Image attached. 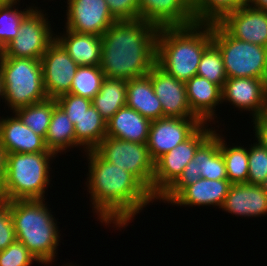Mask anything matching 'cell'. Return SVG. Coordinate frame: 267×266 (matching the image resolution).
I'll list each match as a JSON object with an SVG mask.
<instances>
[{
  "label": "cell",
  "instance_id": "obj_1",
  "mask_svg": "<svg viewBox=\"0 0 267 266\" xmlns=\"http://www.w3.org/2000/svg\"><path fill=\"white\" fill-rule=\"evenodd\" d=\"M86 153L87 190L101 223L125 228L146 205L157 201L133 174L104 160L95 150Z\"/></svg>",
  "mask_w": 267,
  "mask_h": 266
},
{
  "label": "cell",
  "instance_id": "obj_2",
  "mask_svg": "<svg viewBox=\"0 0 267 266\" xmlns=\"http://www.w3.org/2000/svg\"><path fill=\"white\" fill-rule=\"evenodd\" d=\"M159 28L140 18L116 20L101 36L100 68L106 78L130 80L156 65Z\"/></svg>",
  "mask_w": 267,
  "mask_h": 266
},
{
  "label": "cell",
  "instance_id": "obj_3",
  "mask_svg": "<svg viewBox=\"0 0 267 266\" xmlns=\"http://www.w3.org/2000/svg\"><path fill=\"white\" fill-rule=\"evenodd\" d=\"M212 44V24L159 28L156 65L177 80L186 82L197 74L204 51Z\"/></svg>",
  "mask_w": 267,
  "mask_h": 266
},
{
  "label": "cell",
  "instance_id": "obj_4",
  "mask_svg": "<svg viewBox=\"0 0 267 266\" xmlns=\"http://www.w3.org/2000/svg\"><path fill=\"white\" fill-rule=\"evenodd\" d=\"M45 200L10 201V213L17 241L36 257L39 264L44 265L55 261L61 236L56 219Z\"/></svg>",
  "mask_w": 267,
  "mask_h": 266
},
{
  "label": "cell",
  "instance_id": "obj_5",
  "mask_svg": "<svg viewBox=\"0 0 267 266\" xmlns=\"http://www.w3.org/2000/svg\"><path fill=\"white\" fill-rule=\"evenodd\" d=\"M55 157L54 152L7 154L6 175L0 188V199H44L51 181L50 161Z\"/></svg>",
  "mask_w": 267,
  "mask_h": 266
},
{
  "label": "cell",
  "instance_id": "obj_6",
  "mask_svg": "<svg viewBox=\"0 0 267 266\" xmlns=\"http://www.w3.org/2000/svg\"><path fill=\"white\" fill-rule=\"evenodd\" d=\"M4 100L13 112L47 99L41 60L1 57Z\"/></svg>",
  "mask_w": 267,
  "mask_h": 266
},
{
  "label": "cell",
  "instance_id": "obj_7",
  "mask_svg": "<svg viewBox=\"0 0 267 266\" xmlns=\"http://www.w3.org/2000/svg\"><path fill=\"white\" fill-rule=\"evenodd\" d=\"M212 43L220 50L227 78L267 76V47L230 36L218 23H212Z\"/></svg>",
  "mask_w": 267,
  "mask_h": 266
},
{
  "label": "cell",
  "instance_id": "obj_8",
  "mask_svg": "<svg viewBox=\"0 0 267 266\" xmlns=\"http://www.w3.org/2000/svg\"><path fill=\"white\" fill-rule=\"evenodd\" d=\"M200 178L209 180L228 179L226 164L219 148V133L214 131L196 150L179 178L158 198L170 203L186 186Z\"/></svg>",
  "mask_w": 267,
  "mask_h": 266
},
{
  "label": "cell",
  "instance_id": "obj_9",
  "mask_svg": "<svg viewBox=\"0 0 267 266\" xmlns=\"http://www.w3.org/2000/svg\"><path fill=\"white\" fill-rule=\"evenodd\" d=\"M94 150L104 160L133 174L152 194L154 161L146 144L106 136Z\"/></svg>",
  "mask_w": 267,
  "mask_h": 266
},
{
  "label": "cell",
  "instance_id": "obj_10",
  "mask_svg": "<svg viewBox=\"0 0 267 266\" xmlns=\"http://www.w3.org/2000/svg\"><path fill=\"white\" fill-rule=\"evenodd\" d=\"M207 127L209 124L203 123L187 140L154 162L152 195L156 200L179 178L198 147L215 131Z\"/></svg>",
  "mask_w": 267,
  "mask_h": 266
},
{
  "label": "cell",
  "instance_id": "obj_11",
  "mask_svg": "<svg viewBox=\"0 0 267 266\" xmlns=\"http://www.w3.org/2000/svg\"><path fill=\"white\" fill-rule=\"evenodd\" d=\"M45 16L35 7L21 22L19 34L4 48L2 57L41 60L56 35Z\"/></svg>",
  "mask_w": 267,
  "mask_h": 266
},
{
  "label": "cell",
  "instance_id": "obj_12",
  "mask_svg": "<svg viewBox=\"0 0 267 266\" xmlns=\"http://www.w3.org/2000/svg\"><path fill=\"white\" fill-rule=\"evenodd\" d=\"M203 122L198 117H162L151 121L147 148L155 162L163 154L187 140Z\"/></svg>",
  "mask_w": 267,
  "mask_h": 266
},
{
  "label": "cell",
  "instance_id": "obj_13",
  "mask_svg": "<svg viewBox=\"0 0 267 266\" xmlns=\"http://www.w3.org/2000/svg\"><path fill=\"white\" fill-rule=\"evenodd\" d=\"M44 90L48 98L68 94L79 67L55 39L41 58Z\"/></svg>",
  "mask_w": 267,
  "mask_h": 266
},
{
  "label": "cell",
  "instance_id": "obj_14",
  "mask_svg": "<svg viewBox=\"0 0 267 266\" xmlns=\"http://www.w3.org/2000/svg\"><path fill=\"white\" fill-rule=\"evenodd\" d=\"M65 28L77 33L102 36L116 21L106 0H67Z\"/></svg>",
  "mask_w": 267,
  "mask_h": 266
},
{
  "label": "cell",
  "instance_id": "obj_15",
  "mask_svg": "<svg viewBox=\"0 0 267 266\" xmlns=\"http://www.w3.org/2000/svg\"><path fill=\"white\" fill-rule=\"evenodd\" d=\"M218 24L233 38L267 47V11L244 3Z\"/></svg>",
  "mask_w": 267,
  "mask_h": 266
},
{
  "label": "cell",
  "instance_id": "obj_16",
  "mask_svg": "<svg viewBox=\"0 0 267 266\" xmlns=\"http://www.w3.org/2000/svg\"><path fill=\"white\" fill-rule=\"evenodd\" d=\"M156 96L161 102L164 117H197L189 106L185 82L177 80L155 65L148 74Z\"/></svg>",
  "mask_w": 267,
  "mask_h": 266
},
{
  "label": "cell",
  "instance_id": "obj_17",
  "mask_svg": "<svg viewBox=\"0 0 267 266\" xmlns=\"http://www.w3.org/2000/svg\"><path fill=\"white\" fill-rule=\"evenodd\" d=\"M266 83L258 78H227L222 88V104L250 111L253 119L263 115L265 110Z\"/></svg>",
  "mask_w": 267,
  "mask_h": 266
},
{
  "label": "cell",
  "instance_id": "obj_18",
  "mask_svg": "<svg viewBox=\"0 0 267 266\" xmlns=\"http://www.w3.org/2000/svg\"><path fill=\"white\" fill-rule=\"evenodd\" d=\"M140 19L158 28L195 24L191 0H139Z\"/></svg>",
  "mask_w": 267,
  "mask_h": 266
},
{
  "label": "cell",
  "instance_id": "obj_19",
  "mask_svg": "<svg viewBox=\"0 0 267 266\" xmlns=\"http://www.w3.org/2000/svg\"><path fill=\"white\" fill-rule=\"evenodd\" d=\"M0 144L7 154L52 152L45 139L27 127L16 114L0 119Z\"/></svg>",
  "mask_w": 267,
  "mask_h": 266
},
{
  "label": "cell",
  "instance_id": "obj_20",
  "mask_svg": "<svg viewBox=\"0 0 267 266\" xmlns=\"http://www.w3.org/2000/svg\"><path fill=\"white\" fill-rule=\"evenodd\" d=\"M221 208L235 216H265L267 215V192L261 185L232 184Z\"/></svg>",
  "mask_w": 267,
  "mask_h": 266
},
{
  "label": "cell",
  "instance_id": "obj_21",
  "mask_svg": "<svg viewBox=\"0 0 267 266\" xmlns=\"http://www.w3.org/2000/svg\"><path fill=\"white\" fill-rule=\"evenodd\" d=\"M185 85L191 111L203 123L212 121L215 124L217 118L215 109L222 103V88L198 75L186 81Z\"/></svg>",
  "mask_w": 267,
  "mask_h": 266
},
{
  "label": "cell",
  "instance_id": "obj_22",
  "mask_svg": "<svg viewBox=\"0 0 267 266\" xmlns=\"http://www.w3.org/2000/svg\"><path fill=\"white\" fill-rule=\"evenodd\" d=\"M231 182L228 179L209 180L200 178L186 186L171 202L178 206H219L222 207Z\"/></svg>",
  "mask_w": 267,
  "mask_h": 266
},
{
  "label": "cell",
  "instance_id": "obj_23",
  "mask_svg": "<svg viewBox=\"0 0 267 266\" xmlns=\"http://www.w3.org/2000/svg\"><path fill=\"white\" fill-rule=\"evenodd\" d=\"M150 124L149 119L125 105L107 121L106 136L146 144Z\"/></svg>",
  "mask_w": 267,
  "mask_h": 266
},
{
  "label": "cell",
  "instance_id": "obj_24",
  "mask_svg": "<svg viewBox=\"0 0 267 266\" xmlns=\"http://www.w3.org/2000/svg\"><path fill=\"white\" fill-rule=\"evenodd\" d=\"M65 30V34L55 35V39L63 46L75 63L78 66H100L101 36Z\"/></svg>",
  "mask_w": 267,
  "mask_h": 266
},
{
  "label": "cell",
  "instance_id": "obj_25",
  "mask_svg": "<svg viewBox=\"0 0 267 266\" xmlns=\"http://www.w3.org/2000/svg\"><path fill=\"white\" fill-rule=\"evenodd\" d=\"M126 105L150 121L164 117L161 102L148 74L127 81Z\"/></svg>",
  "mask_w": 267,
  "mask_h": 266
},
{
  "label": "cell",
  "instance_id": "obj_26",
  "mask_svg": "<svg viewBox=\"0 0 267 266\" xmlns=\"http://www.w3.org/2000/svg\"><path fill=\"white\" fill-rule=\"evenodd\" d=\"M45 143L56 155L76 147L74 125L58 104L53 109Z\"/></svg>",
  "mask_w": 267,
  "mask_h": 266
},
{
  "label": "cell",
  "instance_id": "obj_27",
  "mask_svg": "<svg viewBox=\"0 0 267 266\" xmlns=\"http://www.w3.org/2000/svg\"><path fill=\"white\" fill-rule=\"evenodd\" d=\"M127 81L104 78L98 94L92 99V105L106 122L126 105Z\"/></svg>",
  "mask_w": 267,
  "mask_h": 266
},
{
  "label": "cell",
  "instance_id": "obj_28",
  "mask_svg": "<svg viewBox=\"0 0 267 266\" xmlns=\"http://www.w3.org/2000/svg\"><path fill=\"white\" fill-rule=\"evenodd\" d=\"M107 122L91 105L74 125L76 147L83 146L84 151L94 150L106 137Z\"/></svg>",
  "mask_w": 267,
  "mask_h": 266
},
{
  "label": "cell",
  "instance_id": "obj_29",
  "mask_svg": "<svg viewBox=\"0 0 267 266\" xmlns=\"http://www.w3.org/2000/svg\"><path fill=\"white\" fill-rule=\"evenodd\" d=\"M57 105L56 99L47 98L41 102L15 110V113L20 120L37 135L46 138L51 116L54 107Z\"/></svg>",
  "mask_w": 267,
  "mask_h": 266
},
{
  "label": "cell",
  "instance_id": "obj_30",
  "mask_svg": "<svg viewBox=\"0 0 267 266\" xmlns=\"http://www.w3.org/2000/svg\"><path fill=\"white\" fill-rule=\"evenodd\" d=\"M219 134V148L226 164L227 178L231 184L247 183L248 178V149L243 146H230Z\"/></svg>",
  "mask_w": 267,
  "mask_h": 266
},
{
  "label": "cell",
  "instance_id": "obj_31",
  "mask_svg": "<svg viewBox=\"0 0 267 266\" xmlns=\"http://www.w3.org/2000/svg\"><path fill=\"white\" fill-rule=\"evenodd\" d=\"M196 23H218L226 14L234 12L246 0H191Z\"/></svg>",
  "mask_w": 267,
  "mask_h": 266
},
{
  "label": "cell",
  "instance_id": "obj_32",
  "mask_svg": "<svg viewBox=\"0 0 267 266\" xmlns=\"http://www.w3.org/2000/svg\"><path fill=\"white\" fill-rule=\"evenodd\" d=\"M104 78L100 66H79L69 93L92 100L100 91Z\"/></svg>",
  "mask_w": 267,
  "mask_h": 266
},
{
  "label": "cell",
  "instance_id": "obj_33",
  "mask_svg": "<svg viewBox=\"0 0 267 266\" xmlns=\"http://www.w3.org/2000/svg\"><path fill=\"white\" fill-rule=\"evenodd\" d=\"M17 2L0 4V44L3 48L19 34L21 22L35 8L31 6L22 11L16 8Z\"/></svg>",
  "mask_w": 267,
  "mask_h": 266
},
{
  "label": "cell",
  "instance_id": "obj_34",
  "mask_svg": "<svg viewBox=\"0 0 267 266\" xmlns=\"http://www.w3.org/2000/svg\"><path fill=\"white\" fill-rule=\"evenodd\" d=\"M196 75L223 88L227 75L220 50L213 43L204 51Z\"/></svg>",
  "mask_w": 267,
  "mask_h": 266
},
{
  "label": "cell",
  "instance_id": "obj_35",
  "mask_svg": "<svg viewBox=\"0 0 267 266\" xmlns=\"http://www.w3.org/2000/svg\"><path fill=\"white\" fill-rule=\"evenodd\" d=\"M248 167L247 183L262 185L267 178V150L259 142L248 148Z\"/></svg>",
  "mask_w": 267,
  "mask_h": 266
},
{
  "label": "cell",
  "instance_id": "obj_36",
  "mask_svg": "<svg viewBox=\"0 0 267 266\" xmlns=\"http://www.w3.org/2000/svg\"><path fill=\"white\" fill-rule=\"evenodd\" d=\"M39 262L36 257L19 241L0 251V266H31Z\"/></svg>",
  "mask_w": 267,
  "mask_h": 266
},
{
  "label": "cell",
  "instance_id": "obj_37",
  "mask_svg": "<svg viewBox=\"0 0 267 266\" xmlns=\"http://www.w3.org/2000/svg\"><path fill=\"white\" fill-rule=\"evenodd\" d=\"M57 104L65 111L73 125L92 105V100L71 93L64 94L56 99Z\"/></svg>",
  "mask_w": 267,
  "mask_h": 266
},
{
  "label": "cell",
  "instance_id": "obj_38",
  "mask_svg": "<svg viewBox=\"0 0 267 266\" xmlns=\"http://www.w3.org/2000/svg\"><path fill=\"white\" fill-rule=\"evenodd\" d=\"M15 229L10 213V201L0 199V251L16 241Z\"/></svg>",
  "mask_w": 267,
  "mask_h": 266
},
{
  "label": "cell",
  "instance_id": "obj_39",
  "mask_svg": "<svg viewBox=\"0 0 267 266\" xmlns=\"http://www.w3.org/2000/svg\"><path fill=\"white\" fill-rule=\"evenodd\" d=\"M109 11L116 20L140 18L139 0H106Z\"/></svg>",
  "mask_w": 267,
  "mask_h": 266
},
{
  "label": "cell",
  "instance_id": "obj_40",
  "mask_svg": "<svg viewBox=\"0 0 267 266\" xmlns=\"http://www.w3.org/2000/svg\"><path fill=\"white\" fill-rule=\"evenodd\" d=\"M255 128V140L267 150V116L261 115L252 119ZM257 138V139H256Z\"/></svg>",
  "mask_w": 267,
  "mask_h": 266
},
{
  "label": "cell",
  "instance_id": "obj_41",
  "mask_svg": "<svg viewBox=\"0 0 267 266\" xmlns=\"http://www.w3.org/2000/svg\"><path fill=\"white\" fill-rule=\"evenodd\" d=\"M6 151L2 148L0 144V188L2 187L5 175H6Z\"/></svg>",
  "mask_w": 267,
  "mask_h": 266
},
{
  "label": "cell",
  "instance_id": "obj_42",
  "mask_svg": "<svg viewBox=\"0 0 267 266\" xmlns=\"http://www.w3.org/2000/svg\"><path fill=\"white\" fill-rule=\"evenodd\" d=\"M246 3L255 8L267 11V0H246Z\"/></svg>",
  "mask_w": 267,
  "mask_h": 266
},
{
  "label": "cell",
  "instance_id": "obj_43",
  "mask_svg": "<svg viewBox=\"0 0 267 266\" xmlns=\"http://www.w3.org/2000/svg\"><path fill=\"white\" fill-rule=\"evenodd\" d=\"M0 98H2V100H4V87H3V78H2V71L0 68Z\"/></svg>",
  "mask_w": 267,
  "mask_h": 266
},
{
  "label": "cell",
  "instance_id": "obj_44",
  "mask_svg": "<svg viewBox=\"0 0 267 266\" xmlns=\"http://www.w3.org/2000/svg\"><path fill=\"white\" fill-rule=\"evenodd\" d=\"M263 115L267 116V84H266V95H265V110Z\"/></svg>",
  "mask_w": 267,
  "mask_h": 266
},
{
  "label": "cell",
  "instance_id": "obj_45",
  "mask_svg": "<svg viewBox=\"0 0 267 266\" xmlns=\"http://www.w3.org/2000/svg\"><path fill=\"white\" fill-rule=\"evenodd\" d=\"M16 1H20V0H0V4H8V3H13Z\"/></svg>",
  "mask_w": 267,
  "mask_h": 266
},
{
  "label": "cell",
  "instance_id": "obj_46",
  "mask_svg": "<svg viewBox=\"0 0 267 266\" xmlns=\"http://www.w3.org/2000/svg\"><path fill=\"white\" fill-rule=\"evenodd\" d=\"M265 190H266V192H267V178H266V180L262 183V185H261Z\"/></svg>",
  "mask_w": 267,
  "mask_h": 266
},
{
  "label": "cell",
  "instance_id": "obj_47",
  "mask_svg": "<svg viewBox=\"0 0 267 266\" xmlns=\"http://www.w3.org/2000/svg\"><path fill=\"white\" fill-rule=\"evenodd\" d=\"M3 52H4V48H3V47L1 46V44H0V58L2 57Z\"/></svg>",
  "mask_w": 267,
  "mask_h": 266
}]
</instances>
